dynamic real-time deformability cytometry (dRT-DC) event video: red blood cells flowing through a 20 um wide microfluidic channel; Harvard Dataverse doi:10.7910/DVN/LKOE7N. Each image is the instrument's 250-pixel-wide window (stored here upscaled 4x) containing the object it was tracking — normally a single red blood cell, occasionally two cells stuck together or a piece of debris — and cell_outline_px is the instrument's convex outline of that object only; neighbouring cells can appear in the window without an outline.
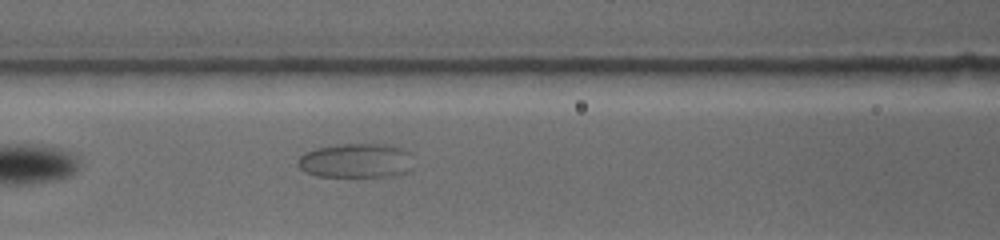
{"species": "common noctule bat (a hibernating species)", "species_latin": "Nyctalus noctula", "temperature_condition": "warm", "stored_images_in_passage": 6, "camera_frame_rate_fps": 4500, "um_per_image_px": 0.085, "animal": {"sex": "female", "body_mass_g": 19.0, "forearm_length_mm": 53.3}, "frame": {"image": 1, "passage_image": 5, "time_ms": 3.333, "image_size_px": [1000, 240], "cell_outline_px": [[408, 152], [404, 172], [392, 176], [316, 176], [304, 172], [296, 164], [296, 160], [304, 152], [316, 148], [344, 144], [384, 144], [404, 148]], "centroid_in_image_um": [30.1, 13.65], "position_along_channel_um": 136.5, "area_um2": 22.6}}